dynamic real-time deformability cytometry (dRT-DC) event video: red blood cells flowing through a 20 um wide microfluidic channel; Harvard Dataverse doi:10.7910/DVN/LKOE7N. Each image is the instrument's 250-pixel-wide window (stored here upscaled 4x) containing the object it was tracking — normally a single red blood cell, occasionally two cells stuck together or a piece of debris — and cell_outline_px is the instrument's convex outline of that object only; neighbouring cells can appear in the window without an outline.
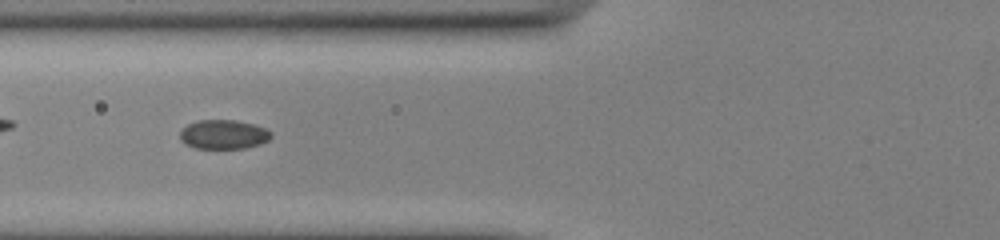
{"species": "common noctule bat (a hibernating species)", "species_latin": "Nyctalus noctula", "temperature_condition": "cold", "stored_images_in_passage": 45, "camera_frame_rate_fps": 3000, "um_per_image_px": 0.085, "animal": {"sex": "male", "body_mass_g": 13.0, "forearm_length_mm": 53.1}, "frame": {"image": 1, "passage_image": 13, "time_ms": 4.0, "image_size_px": [1000, 240], "cell_outline_px": [[272, 136], [268, 140], [260, 144], [244, 148], [196, 148], [184, 144], [180, 140], [180, 132], [188, 124], [200, 120], [236, 120], [252, 124], [264, 128], [272, 132]], "centroid_in_image_um": [19.0, 11.43], "position_along_channel_um": 106.8, "area_um2": 15.43}}
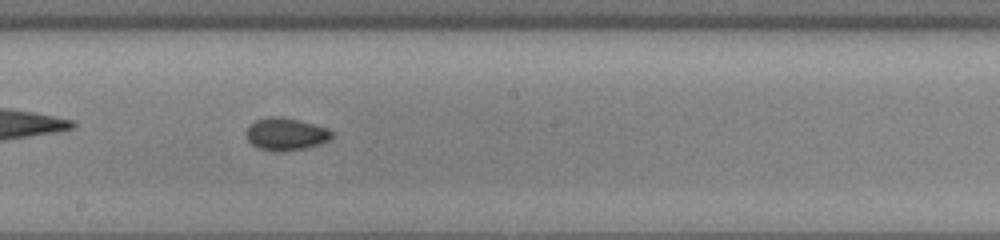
{"frame": {"image": 2, "passage_image": 22, "time_ms": 7.0, "image_size_px": [1000, 240], "cell_outline_px": [[332, 136], [328, 140], [320, 144], [304, 148], [280, 152], [272, 152], [256, 148], [248, 140], [244, 132], [248, 124], [256, 120], [268, 116], [280, 116], [300, 120], [328, 128], [332, 132]], "centroid_in_image_um": [24.23, 11.39], "position_along_channel_um": 224.0, "area_um2": 16.53}}
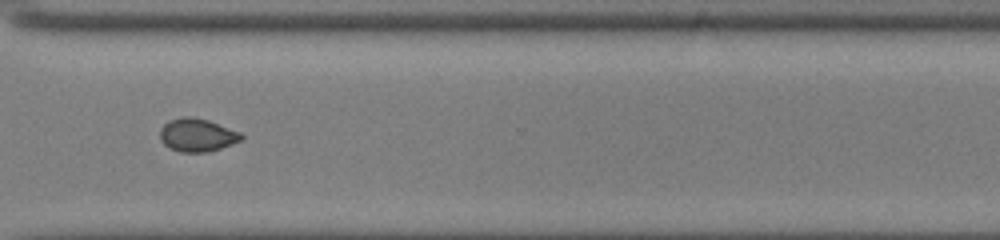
{"frame": {"image": 3, "passage_image": 32, "time_ms": 10.333, "image_size_px": [1000, 240], "cell_outline_px": [[244, 140], [208, 152], [180, 152], [168, 148], [160, 140], [160, 128], [168, 120], [184, 116], [192, 116], [208, 120], [240, 132], [244, 136]], "centroid_in_image_um": [16.75, 11.48], "position_along_channel_um": 353.8, "area_um2": 15.9}, "authors_computed_cell_mechanics": {"area_um2": 15.5482, "velocity_mm_per_s": 3.9005, "shape_relaxation_time_tau1_ms": 8.394, "shape_relaxation_time_tau2_ms": 1.9777, "deformation_change_tau1": 0.1227, "deformation_change_tau2": 0.0495}}